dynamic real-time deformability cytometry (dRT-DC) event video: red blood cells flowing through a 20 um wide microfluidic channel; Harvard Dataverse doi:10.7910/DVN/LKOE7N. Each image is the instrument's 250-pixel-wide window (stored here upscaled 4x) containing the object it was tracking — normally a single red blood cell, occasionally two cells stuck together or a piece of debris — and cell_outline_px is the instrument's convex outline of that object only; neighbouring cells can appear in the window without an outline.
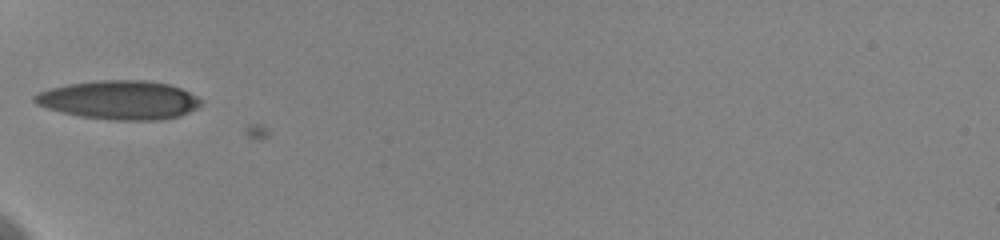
{"species": "human", "species_latin": "Homo sapiens", "temperature_condition": "cold", "stored_images_in_passage": 36, "camera_frame_rate_fps": 3000, "um_per_image_px": 0.085, "donor": {"sex": "female"}, "frame": {"image": 1, "passage_image": 1, "time_ms": 0.0, "image_size_px": [1000, 240], "cell_outline_px": [[204, 100], [196, 108], [180, 116], [156, 120], [116, 120], [80, 116], [48, 108], [36, 104], [32, 100], [32, 96], [40, 92], [52, 88], [68, 84], [100, 80], [144, 80], [168, 84], [180, 88]], "centroid_in_image_um": [10.15, 8.49], "position_along_channel_um": 74.8, "area_um2": 37.28}, "authors_computed_cell_mechanics": {"area_um2": 34.8245, "velocity_mm_per_s": 3.6098, "shape_relaxation_time_tau1_ms": 4.1588, "shape_relaxation_time_tau2_ms": 1.6816, "deformation_change_tau1": 0.1631, "deformation_change_tau2": 0.0719}}